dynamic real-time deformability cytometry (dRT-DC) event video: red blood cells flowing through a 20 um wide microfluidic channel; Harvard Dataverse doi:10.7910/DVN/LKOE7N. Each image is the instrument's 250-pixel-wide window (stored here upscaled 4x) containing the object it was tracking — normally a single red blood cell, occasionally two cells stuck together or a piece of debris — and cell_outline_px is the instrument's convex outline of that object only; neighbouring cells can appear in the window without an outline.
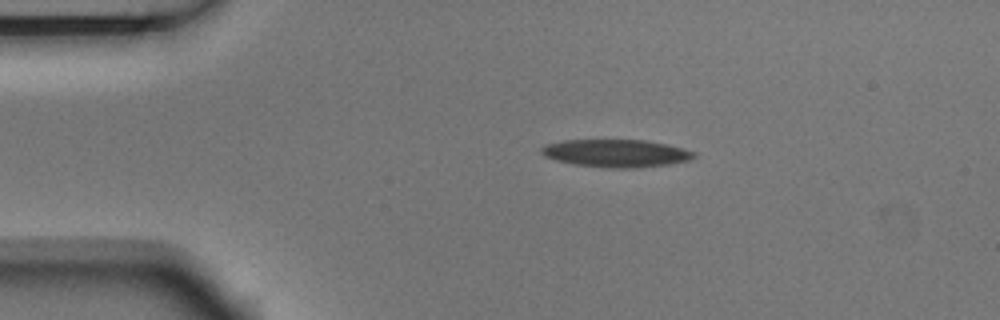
{"species": "Egyptian fruit bat (a non-hibernating species)", "species_latin": "Rousettus aegyptiacus", "temperature_condition": "room temperature", "stored_images_in_passage": 4, "camera_frame_rate_fps": 3000, "um_per_image_px": 0.085, "animal": {"sex": "male"}, "frame": {"image": 1, "passage_image": 1, "time_ms": 0.0, "image_size_px": [1000, 320], "cell_outline_px": [[696, 156], [688, 160], [668, 164], [636, 168], [612, 168], [572, 164], [556, 160], [544, 156], [540, 152], [540, 148], [544, 144], [564, 140], [644, 140], [668, 144], [684, 148], [696, 152]], "centroid_in_image_um": [52.35, 13.02], "position_along_channel_um": 32.7, "area_um2": 24.74}}
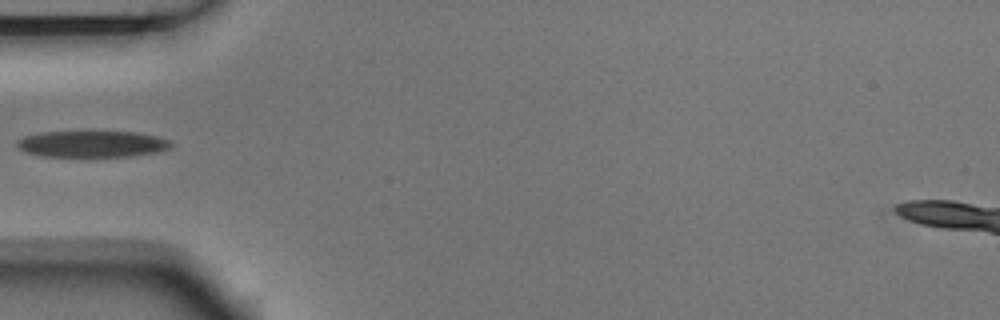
{"frame": {"image": 2, "passage_image": 3, "time_ms": 0.667, "image_size_px": [1000, 320], "cell_outline_px": [[172, 144], [168, 148], [160, 152], [132, 156], [40, 156], [24, 152], [16, 148], [16, 140], [24, 136], [40, 132], [88, 128], [92, 128], [136, 132], [156, 136], [168, 140]], "centroid_in_image_um": [7.76, 12.18], "position_along_channel_um": 77.2, "area_um2": 25.2}}
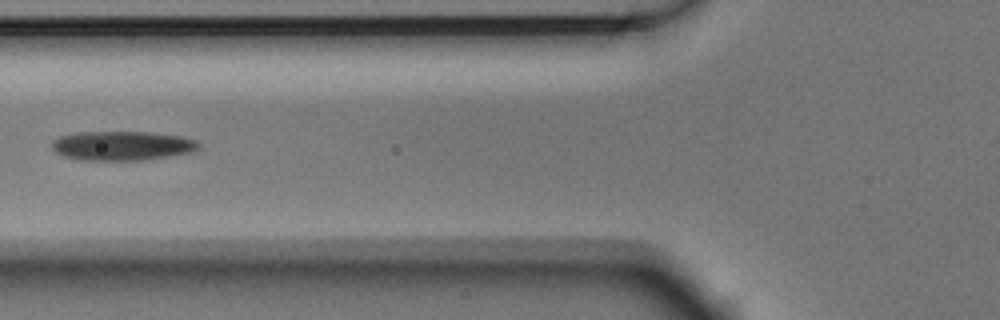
{"frame": {"image": 3, "passage_image": 4, "time_ms": 1.0, "image_size_px": [1000, 320], "cell_outline_px": [[200, 144], [192, 152], [140, 160], [76, 160], [64, 156], [56, 152], [52, 148], [52, 140], [60, 136], [76, 132], [152, 132], [184, 136], [196, 140]], "centroid_in_image_um": [10.35, 12.38], "position_along_channel_um": 115.4, "area_um2": 25.09}}